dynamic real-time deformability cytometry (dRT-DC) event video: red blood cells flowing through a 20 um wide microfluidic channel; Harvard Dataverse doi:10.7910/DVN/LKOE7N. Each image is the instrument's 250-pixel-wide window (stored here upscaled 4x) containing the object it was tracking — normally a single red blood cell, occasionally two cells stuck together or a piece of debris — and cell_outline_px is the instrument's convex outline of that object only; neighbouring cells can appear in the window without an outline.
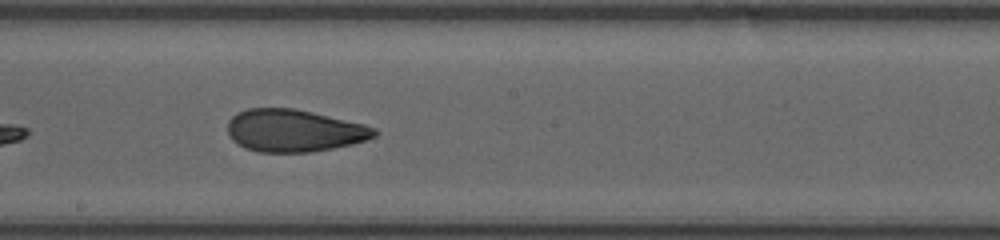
{"species": "human", "species_latin": "Homo sapiens", "temperature_condition": "room temperature", "stored_images_in_passage": 29, "camera_frame_rate_fps": 3000, "um_per_image_px": 0.085, "donor": {"sex": "female"}, "frame": {"image": 1, "passage_image": 13, "time_ms": 4.0, "image_size_px": [1000, 240], "cell_outline_px": [[380, 132], [376, 136], [352, 144], [312, 152], [256, 152], [244, 148], [236, 144], [232, 140], [228, 132], [228, 120], [236, 112], [248, 108], [296, 108], [364, 124], [376, 128]], "centroid_in_image_um": [24.97, 11.1], "position_along_channel_um": 223.2, "area_um2": 36.53}}